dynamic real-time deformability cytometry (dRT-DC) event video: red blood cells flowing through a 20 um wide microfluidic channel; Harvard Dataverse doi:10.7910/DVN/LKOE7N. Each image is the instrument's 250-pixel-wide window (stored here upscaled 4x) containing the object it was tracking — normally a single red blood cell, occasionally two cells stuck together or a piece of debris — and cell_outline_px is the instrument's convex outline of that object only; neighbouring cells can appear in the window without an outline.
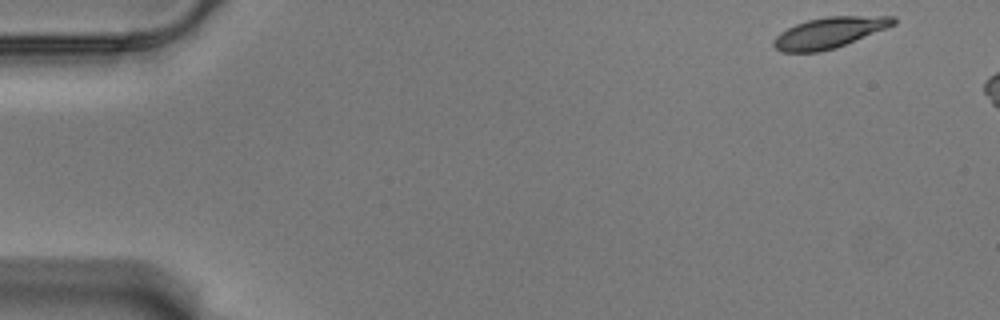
{"species": "Egyptian fruit bat (a non-hibernating species)", "species_latin": "Rousettus aegyptiacus", "temperature_condition": "warm", "stored_images_in_passage": 7, "camera_frame_rate_fps": 3000, "um_per_image_px": 0.085, "animal": {"sex": "male"}, "frame": {"image": 1, "passage_image": 1, "time_ms": 0.0, "image_size_px": [1000, 320], "cell_outline_px": [[896, 24], [836, 48], [820, 52], [780, 52], [772, 44], [772, 40], [780, 32], [796, 24], [808, 20], [828, 16], [896, 16]], "centroid_in_image_um": [70.48, 2.78], "position_along_channel_um": 14.5, "area_um2": 21.5}}